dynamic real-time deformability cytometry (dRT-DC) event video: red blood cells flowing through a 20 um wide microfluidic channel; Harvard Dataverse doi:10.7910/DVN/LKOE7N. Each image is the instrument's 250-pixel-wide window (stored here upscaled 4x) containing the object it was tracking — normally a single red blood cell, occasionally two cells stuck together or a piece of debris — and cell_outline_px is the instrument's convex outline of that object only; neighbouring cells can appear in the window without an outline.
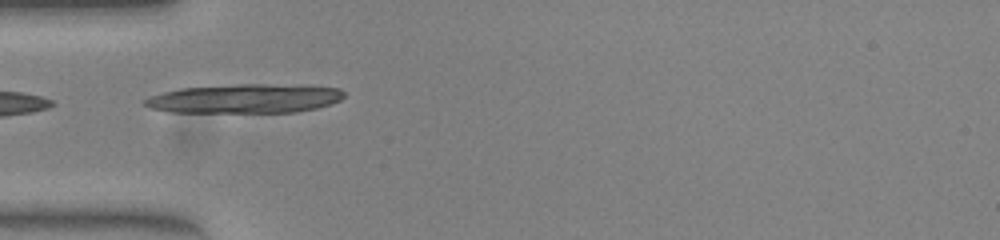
{"species": "common noctule bat (a hibernating species)", "species_latin": "Nyctalus noctula", "temperature_condition": "warm", "stored_images_in_passage": 14, "camera_frame_rate_fps": 3000, "um_per_image_px": 0.085, "animal": {"sex": "female", "body_mass_g": 23.0, "forearm_length_mm": 53.4}, "frame": {"image": 1, "passage_image": 1, "time_ms": 0.0, "image_size_px": [1000, 240], "cell_outline_px": [[344, 96], [340, 100], [332, 104], [316, 108], [296, 112], [172, 112], [152, 108], [144, 104], [144, 100], [148, 96], [180, 88], [240, 84], [264, 84], [340, 88], [344, 92]], "centroid_in_image_um": [20.81, 8.38], "position_along_channel_um": 64.2, "area_um2": 33.47}}
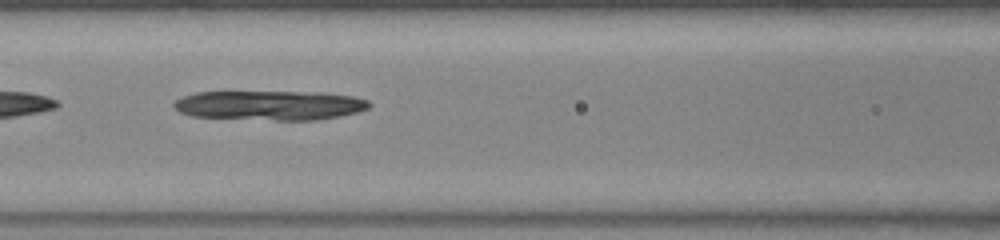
{"frame": {"image": 2, "passage_image": 7, "time_ms": 2.0, "image_size_px": [1000, 240], "cell_outline_px": [[372, 104], [368, 108], [356, 112], [340, 116], [316, 120], [276, 120], [192, 116], [180, 112], [172, 104], [176, 100], [184, 96], [196, 92], [320, 92], [352, 96], [368, 100]], "centroid_in_image_um": [22.96, 8.95], "position_along_channel_um": 143.6, "area_um2": 33.47}}
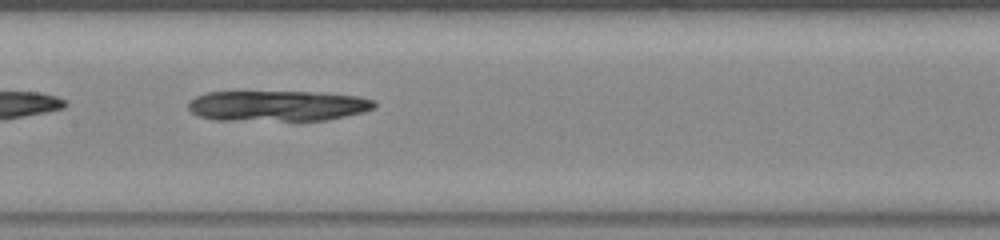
{"frame": {"image": 3, "passage_image": 10, "time_ms": 3.0, "image_size_px": [1000, 240], "cell_outline_px": [[376, 108], [364, 112], [324, 120], [216, 120], [196, 116], [188, 108], [188, 100], [196, 96], [208, 92], [324, 92], [356, 96], [372, 100], [376, 104]], "centroid_in_image_um": [23.56, 8.99], "position_along_channel_um": 183.8, "area_um2": 33.29}}